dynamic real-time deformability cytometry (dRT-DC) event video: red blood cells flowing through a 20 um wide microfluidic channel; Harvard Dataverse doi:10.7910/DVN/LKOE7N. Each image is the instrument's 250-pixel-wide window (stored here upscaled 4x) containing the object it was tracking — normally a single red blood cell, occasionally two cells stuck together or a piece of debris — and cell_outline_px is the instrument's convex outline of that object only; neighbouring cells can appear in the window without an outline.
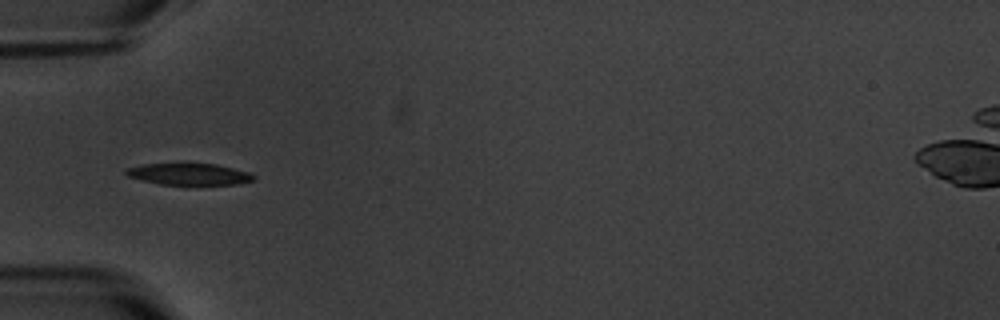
{"species": "common noctule bat (a hibernating species)", "species_latin": "Nyctalus noctula", "temperature_condition": "warm", "stored_images_in_passage": 5, "camera_frame_rate_fps": 3000, "um_per_image_px": 0.085, "animal": {"sex": "male", "body_mass_g": 20.1, "forearm_length_mm": 53.5}, "frame": {"image": 1, "passage_image": 4, "time_ms": 3.667, "image_size_px": [1000, 320], "cell_outline_px": [[256, 180], [236, 184], [160, 184], [128, 176], [124, 172], [124, 168], [144, 164], [216, 164], [248, 172], [256, 176]], "centroid_in_image_um": [16.08, 14.8], "position_along_channel_um": 68.9, "area_um2": 15.78}}